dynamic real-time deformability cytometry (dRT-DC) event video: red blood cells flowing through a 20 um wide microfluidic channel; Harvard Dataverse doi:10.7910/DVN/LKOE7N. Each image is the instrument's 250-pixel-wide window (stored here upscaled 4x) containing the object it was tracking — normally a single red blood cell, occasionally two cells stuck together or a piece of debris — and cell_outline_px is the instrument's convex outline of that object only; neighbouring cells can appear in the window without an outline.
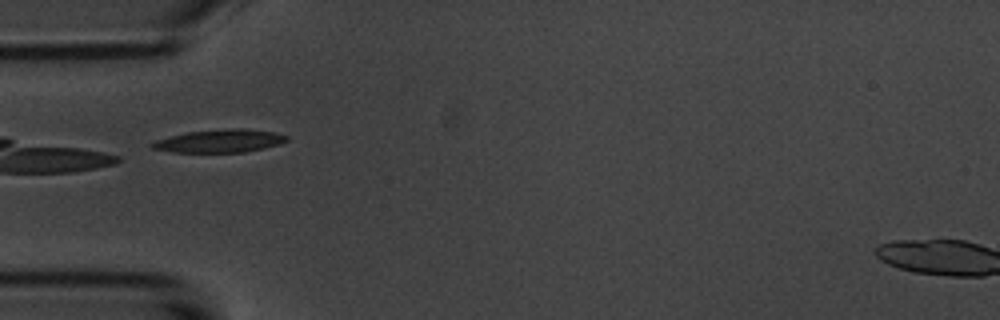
{"species": "common noctule bat (a hibernating species)", "species_latin": "Nyctalus noctula", "temperature_condition": "room temperature", "stored_images_in_passage": 4, "camera_frame_rate_fps": 3000, "um_per_image_px": 0.085, "animal": {"sex": "male", "body_mass_g": 20.1, "forearm_length_mm": 53.5}, "frame": {"image": 1, "passage_image": 1, "time_ms": 0.0, "image_size_px": [1000, 320], "cell_outline_px": [[288, 140], [280, 144], [264, 148], [244, 152], [172, 152], [152, 148], [148, 144], [156, 140], [188, 132], [228, 128], [244, 128], [276, 132], [288, 136]], "centroid_in_image_um": [18.71, 11.98], "position_along_channel_um": 66.3, "area_um2": 18.03}}
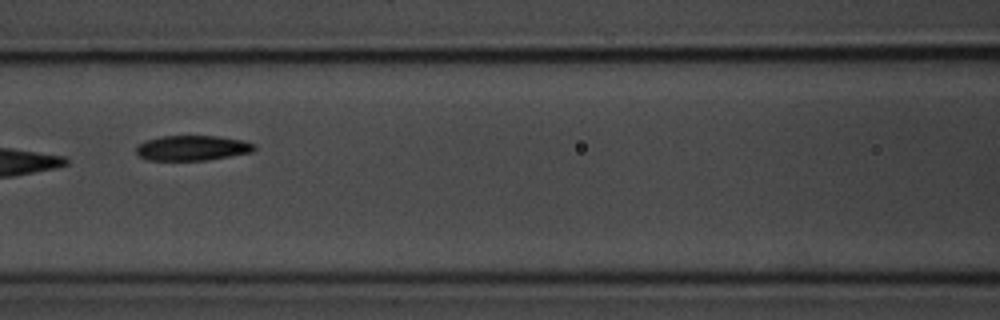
{"frame": {"image": 2, "passage_image": 3, "time_ms": 2.333, "image_size_px": [1000, 320], "cell_outline_px": [[256, 148], [252, 152], [204, 160], [148, 160], [140, 156], [136, 152], [136, 148], [140, 144], [148, 140], [160, 136], [220, 136], [244, 140], [256, 144]], "centroid_in_image_um": [16.38, 12.57], "position_along_channel_um": 150.2, "area_um2": 17.17}}